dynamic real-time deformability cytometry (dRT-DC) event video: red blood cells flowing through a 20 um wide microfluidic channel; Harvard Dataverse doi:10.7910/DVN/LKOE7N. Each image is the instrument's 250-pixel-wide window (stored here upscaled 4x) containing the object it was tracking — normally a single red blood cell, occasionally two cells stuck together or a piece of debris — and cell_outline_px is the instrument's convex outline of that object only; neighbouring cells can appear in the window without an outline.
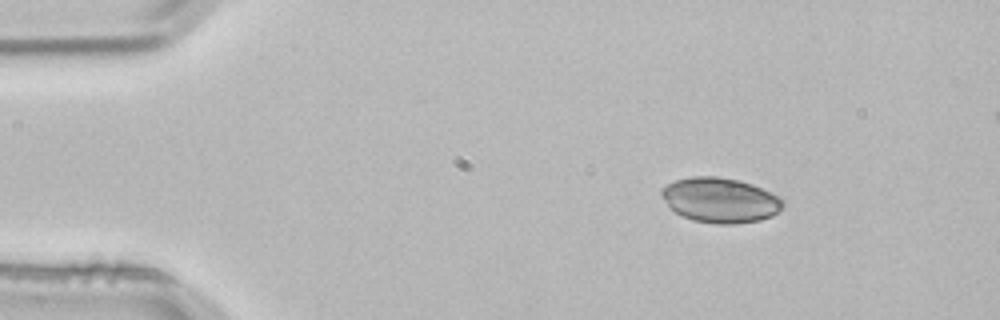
{"species": "common noctule bat (a hibernating species)", "species_latin": "Nyctalus noctula", "temperature_condition": "room temperature", "stored_images_in_passage": 3, "segment_of_instrument_passage": [2, 2], "camera_frame_rate_fps": 3000, "um_per_image_px": 0.085, "animal": {"sex": "male", "body_mass_g": 21.5, "forearm_length_mm": 52.0}, "frame": {"image": 1, "passage_image": 3, "time_ms": 0.667, "image_size_px": [1000, 320], "cell_outline_px": [[784, 204], [772, 216], [760, 220], [736, 224], [716, 224], [692, 220], [676, 212], [668, 204], [660, 192], [660, 188], [676, 180], [692, 176], [720, 176], [752, 184], [784, 200]], "centroid_in_image_um": [61.2, 17.01], "position_along_channel_um": 23.8, "area_um2": 31.44}}